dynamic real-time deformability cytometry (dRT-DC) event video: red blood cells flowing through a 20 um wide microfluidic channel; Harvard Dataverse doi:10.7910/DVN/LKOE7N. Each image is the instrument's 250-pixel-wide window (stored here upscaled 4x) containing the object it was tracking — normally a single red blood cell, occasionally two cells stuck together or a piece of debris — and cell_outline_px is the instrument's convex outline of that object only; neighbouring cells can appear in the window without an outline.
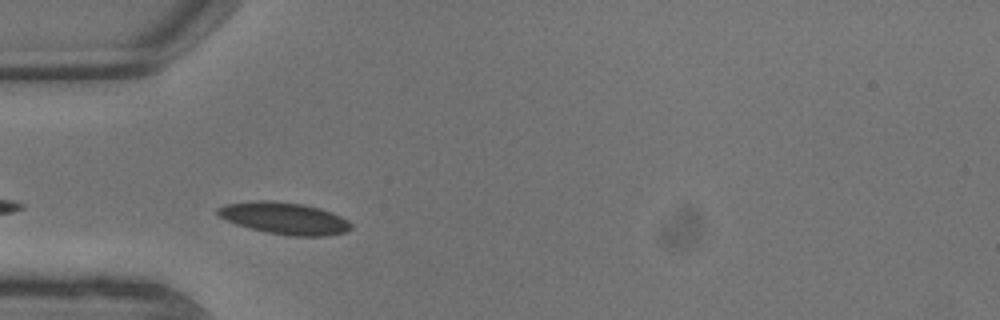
{"species": "common noctule bat (a hibernating species)", "species_latin": "Nyctalus noctula", "temperature_condition": "warm", "stored_images_in_passage": 4, "camera_frame_rate_fps": 3000, "um_per_image_px": 0.085, "animal": {"sex": "male", "body_mass_g": 13.3}, "frame": {"image": 1, "passage_image": 3, "time_ms": 0.667, "image_size_px": [1000, 320], "cell_outline_px": [[352, 228], [344, 232], [328, 236], [292, 236], [268, 232], [236, 224], [220, 216], [216, 212], [216, 208], [224, 204], [256, 200], [272, 200], [304, 204], [320, 208], [332, 212], [348, 220], [352, 224]], "centroid_in_image_um": [24.19, 18.54], "position_along_channel_um": 60.8, "area_um2": 24.8}}
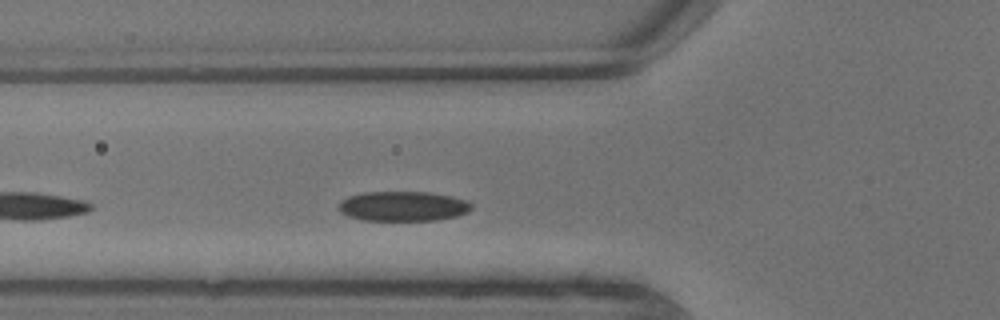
{"frame": {"image": 2, "passage_image": 4, "time_ms": 1.0, "image_size_px": [1000, 320], "cell_outline_px": [[472, 208], [468, 212], [456, 216], [436, 220], [364, 220], [348, 216], [340, 212], [336, 208], [340, 200], [348, 196], [364, 192], [428, 192], [452, 196], [468, 200], [472, 204]], "centroid_in_image_um": [34.24, 17.52], "position_along_channel_um": 91.6, "area_um2": 23.29}}